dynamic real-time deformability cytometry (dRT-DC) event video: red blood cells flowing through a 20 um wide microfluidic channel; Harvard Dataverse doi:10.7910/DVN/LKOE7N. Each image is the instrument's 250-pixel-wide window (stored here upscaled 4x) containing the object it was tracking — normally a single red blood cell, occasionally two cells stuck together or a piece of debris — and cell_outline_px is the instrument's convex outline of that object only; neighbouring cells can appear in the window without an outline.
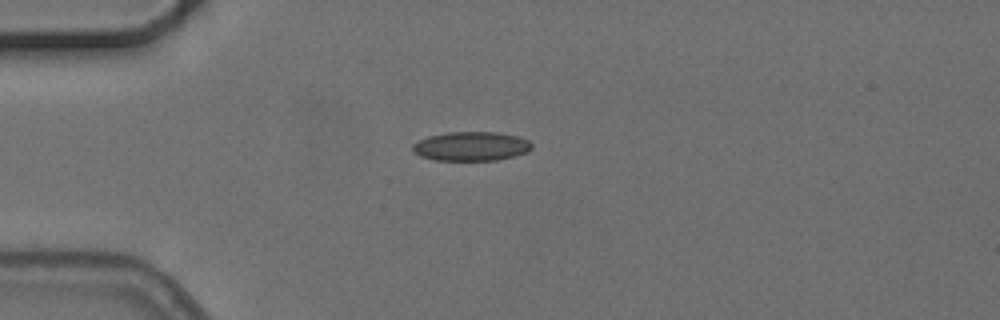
{"species": "common noctule bat (a hibernating species)", "species_latin": "Nyctalus noctula", "temperature_condition": "cold", "stored_images_in_passage": 6, "camera_frame_rate_fps": 3000, "um_per_image_px": 0.085, "animal": {"sex": "female", "body_mass_g": 24.6, "forearm_length_mm": 56.2}, "frame": {"image": 1, "passage_image": 5, "time_ms": 4.667, "image_size_px": [1000, 320], "cell_outline_px": [[532, 148], [528, 152], [496, 160], [436, 160], [420, 156], [412, 148], [412, 144], [428, 136], [448, 132], [496, 132], [516, 136], [528, 140], [532, 144]], "centroid_in_image_um": [40.05, 12.43], "position_along_channel_um": 44.9, "area_um2": 20.06}}